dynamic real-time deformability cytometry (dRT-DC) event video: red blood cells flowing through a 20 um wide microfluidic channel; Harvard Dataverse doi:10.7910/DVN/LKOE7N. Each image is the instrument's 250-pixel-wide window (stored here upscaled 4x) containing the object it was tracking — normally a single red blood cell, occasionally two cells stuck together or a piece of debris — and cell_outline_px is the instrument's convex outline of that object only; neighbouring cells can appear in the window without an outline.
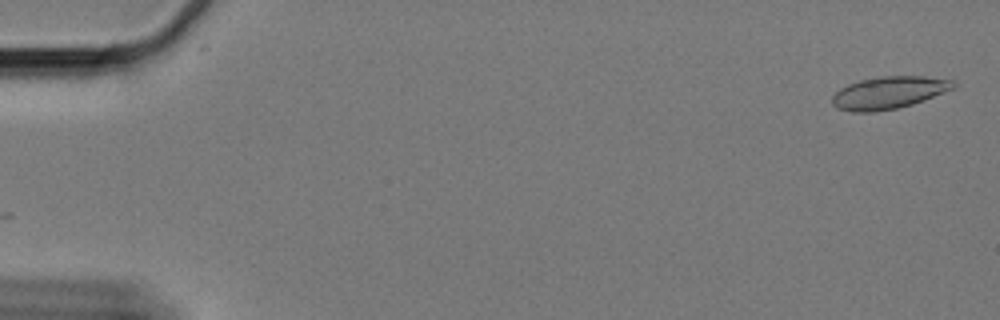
{"species": "Egyptian fruit bat (a non-hibernating species)", "species_latin": "Rousettus aegyptiacus", "temperature_condition": "cold", "stored_images_in_passage": 61, "camera_frame_rate_fps": 3000, "um_per_image_px": 0.085, "animal": {"sex": "female"}, "frame": {"image": 1, "passage_image": 2, "time_ms": 0.333, "image_size_px": [1000, 320], "cell_outline_px": [[956, 88], [912, 104], [896, 108], [872, 112], [852, 112], [836, 108], [832, 104], [832, 96], [840, 88], [848, 84], [860, 80], [884, 76], [924, 76], [952, 80], [956, 84]], "centroid_in_image_um": [75.53, 7.88], "position_along_channel_um": 9.5, "area_um2": 22.77}}
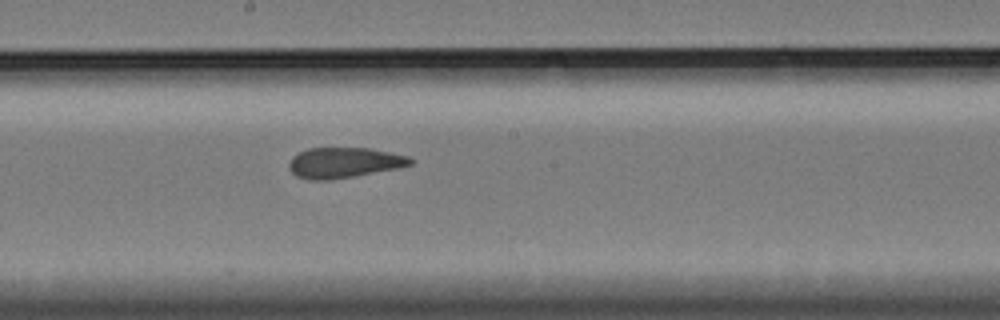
{"frame": {"image": 2, "passage_image": 34, "time_ms": 11.0, "image_size_px": [1000, 320], "cell_outline_px": [[412, 164], [396, 168], [332, 180], [308, 180], [296, 176], [288, 168], [288, 164], [292, 156], [308, 148], [368, 148], [408, 156], [412, 160]], "centroid_in_image_um": [29.18, 13.83], "position_along_channel_um": 219.0, "area_um2": 21.39}}
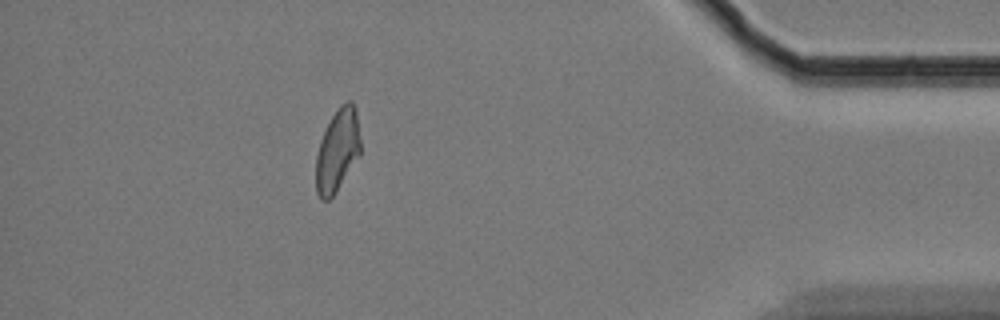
{"frame": {"image": 3, "passage_image": 55, "time_ms": 18.0, "image_size_px": [1000, 320], "cell_outline_px": [[360, 156], [336, 192], [328, 200], [320, 200], [316, 192], [316, 156], [320, 140], [336, 108], [340, 104], [348, 100], [352, 100], [356, 108], [360, 140]], "centroid_in_image_um": [28.69, 12.78], "position_along_channel_um": 406.5, "area_um2": 21.68}, "authors_computed_cell_mechanics": {"area_um2": 22.4264, "velocity_mm_per_s": 3.2913, "shape_relaxation_time_tau1_ms": null, "shape_relaxation_time_tau2_ms": 2.6738, "deformation_change_tau1": null, "deformation_change_tau2": 0.0641}}